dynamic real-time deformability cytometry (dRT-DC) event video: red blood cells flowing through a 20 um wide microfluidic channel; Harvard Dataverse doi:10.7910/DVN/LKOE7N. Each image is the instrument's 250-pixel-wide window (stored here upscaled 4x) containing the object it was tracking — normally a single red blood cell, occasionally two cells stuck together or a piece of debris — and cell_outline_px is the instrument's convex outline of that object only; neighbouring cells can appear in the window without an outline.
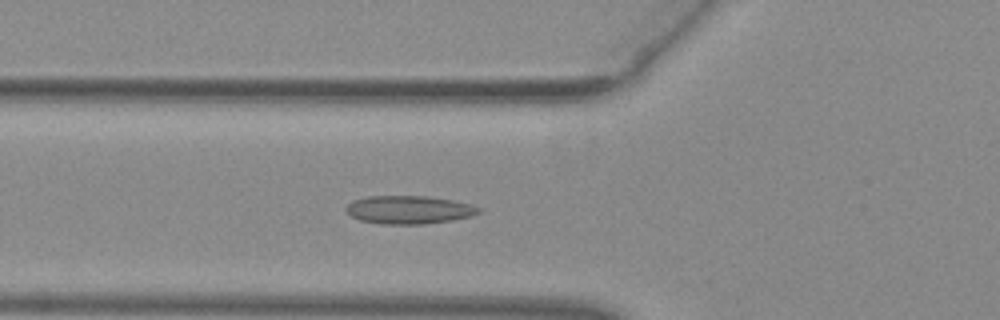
{"species": "common noctule bat (a hibernating species)", "species_latin": "Nyctalus noctula", "temperature_condition": "warm", "stored_images_in_passage": 54, "camera_frame_rate_fps": 3000, "um_per_image_px": 0.085, "animal": {"sex": "female", "body_mass_g": 29.2, "forearm_length_mm": 56.3}, "frame": {"image": 1, "passage_image": 20, "time_ms": 6.333, "image_size_px": [1000, 320], "cell_outline_px": [[480, 212], [472, 216], [452, 220], [424, 224], [380, 224], [360, 220], [352, 216], [344, 208], [352, 200], [368, 196], [428, 196], [452, 200], [472, 204], [480, 208]], "centroid_in_image_um": [34.76, 17.83], "position_along_channel_um": 91.0, "area_um2": 21.85}}
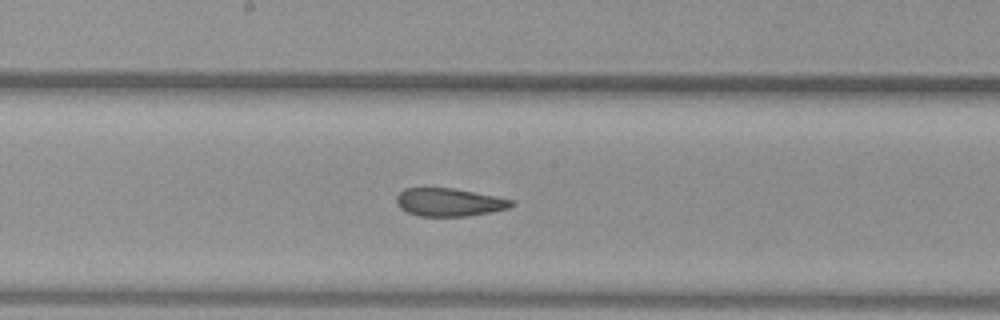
{"frame": {"image": 2, "passage_image": 29, "time_ms": 9.333, "image_size_px": [1000, 320], "cell_outline_px": [[516, 204], [508, 208], [492, 212], [468, 216], [416, 216], [400, 208], [396, 204], [396, 196], [404, 188], [452, 188], [496, 196], [512, 200]], "centroid_in_image_um": [38.17, 17.19], "position_along_channel_um": 210.0, "area_um2": 18.84}}
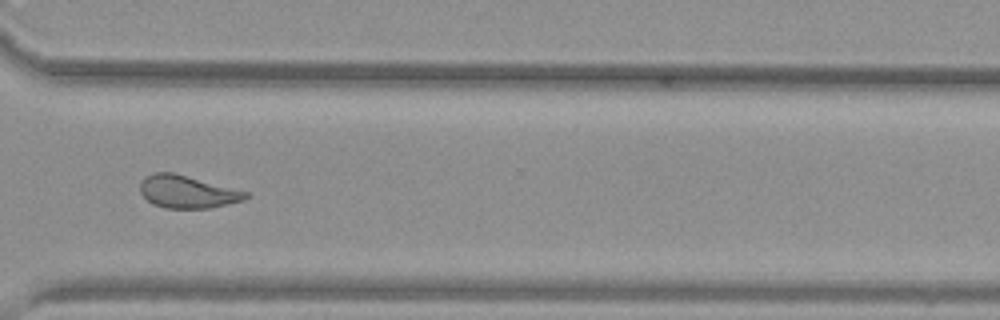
{"frame": {"image": 3, "passage_image": 40, "time_ms": 13.0, "image_size_px": [1000, 320], "cell_outline_px": [[248, 196], [244, 200], [208, 208], [164, 208], [152, 204], [140, 192], [140, 180], [144, 176], [152, 172], [172, 172], [248, 192]], "centroid_in_image_um": [15.86, 16.29], "position_along_channel_um": 354.7, "area_um2": 19.94}}